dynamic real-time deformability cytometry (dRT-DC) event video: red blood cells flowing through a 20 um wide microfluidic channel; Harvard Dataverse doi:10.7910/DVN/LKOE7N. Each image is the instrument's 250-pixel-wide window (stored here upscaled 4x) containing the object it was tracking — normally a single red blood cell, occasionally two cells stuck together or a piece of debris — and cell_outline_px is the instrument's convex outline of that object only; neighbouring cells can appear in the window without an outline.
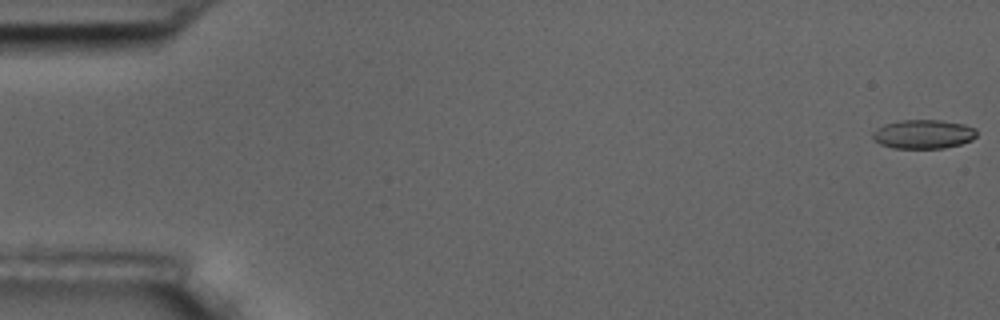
{"species": "common noctule bat (a hibernating species)", "species_latin": "Nyctalus noctula", "temperature_condition": "room temperature", "stored_images_in_passage": 8, "camera_frame_rate_fps": 3000, "um_per_image_px": 0.085, "animal": {"sex": "male", "body_mass_g": 17.5, "forearm_length_mm": 52.3}, "frame": {"image": 1, "passage_image": 1, "time_ms": 0.0, "image_size_px": [1000, 320], "cell_outline_px": [[976, 136], [972, 140], [960, 144], [944, 148], [892, 148], [880, 144], [872, 140], [872, 132], [876, 128], [884, 124], [900, 120], [940, 120], [964, 124], [976, 128]], "centroid_in_image_um": [78.46, 11.4], "position_along_channel_um": 6.5, "area_um2": 17.74}}
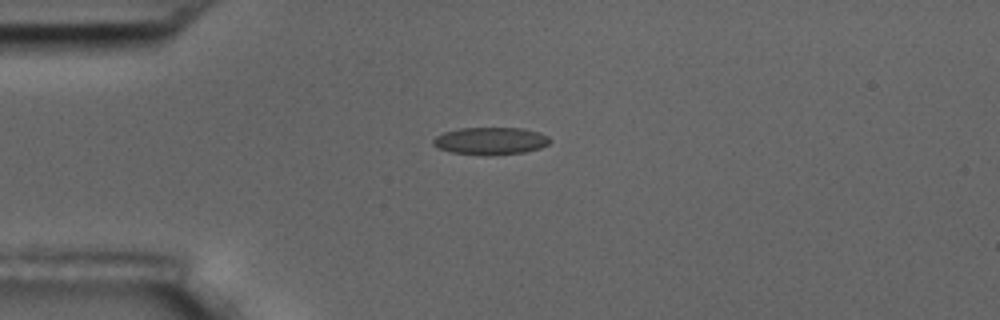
{"frame": {"image": 2, "passage_image": 5, "time_ms": 4.667, "image_size_px": [1000, 320], "cell_outline_px": [[552, 140], [548, 144], [540, 148], [524, 152], [488, 156], [484, 156], [452, 152], [440, 148], [432, 144], [432, 140], [436, 136], [444, 132], [460, 128], [524, 128], [540, 132], [548, 136]], "centroid_in_image_um": [41.72, 11.98], "position_along_channel_um": 43.3, "area_um2": 18.79}}